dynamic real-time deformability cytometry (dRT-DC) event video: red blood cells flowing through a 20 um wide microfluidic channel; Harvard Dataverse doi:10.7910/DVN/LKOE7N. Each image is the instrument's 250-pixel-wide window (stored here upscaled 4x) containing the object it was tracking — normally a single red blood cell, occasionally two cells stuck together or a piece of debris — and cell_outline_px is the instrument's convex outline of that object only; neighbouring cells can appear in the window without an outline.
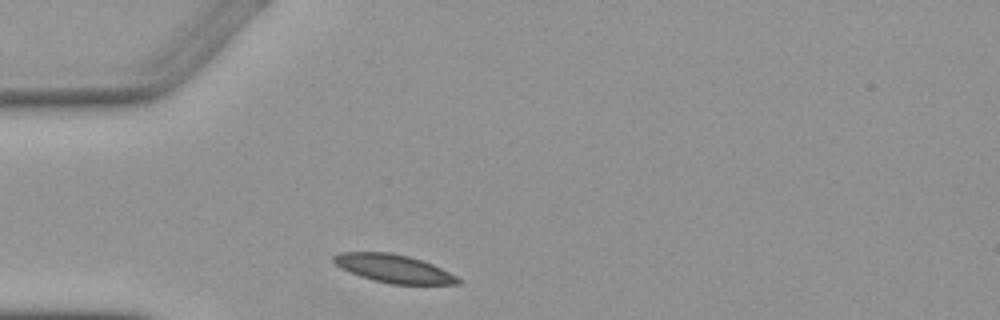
{"species": "Egyptian fruit bat (a non-hibernating species)", "species_latin": "Rousettus aegyptiacus", "temperature_condition": "warm", "stored_images_in_passage": 2, "camera_frame_rate_fps": 3000, "um_per_image_px": 0.085, "animal": {"sex": "female"}, "frame": {"image": 1, "passage_image": 1, "time_ms": 0.0, "image_size_px": [1000, 320], "cell_outline_px": [[464, 280], [460, 284], [392, 284], [372, 280], [360, 276], [340, 268], [332, 260], [332, 256], [340, 252], [388, 252], [408, 256], [432, 264]], "centroid_in_image_um": [33.45, 22.83], "position_along_channel_um": 51.6, "area_um2": 20.35}}